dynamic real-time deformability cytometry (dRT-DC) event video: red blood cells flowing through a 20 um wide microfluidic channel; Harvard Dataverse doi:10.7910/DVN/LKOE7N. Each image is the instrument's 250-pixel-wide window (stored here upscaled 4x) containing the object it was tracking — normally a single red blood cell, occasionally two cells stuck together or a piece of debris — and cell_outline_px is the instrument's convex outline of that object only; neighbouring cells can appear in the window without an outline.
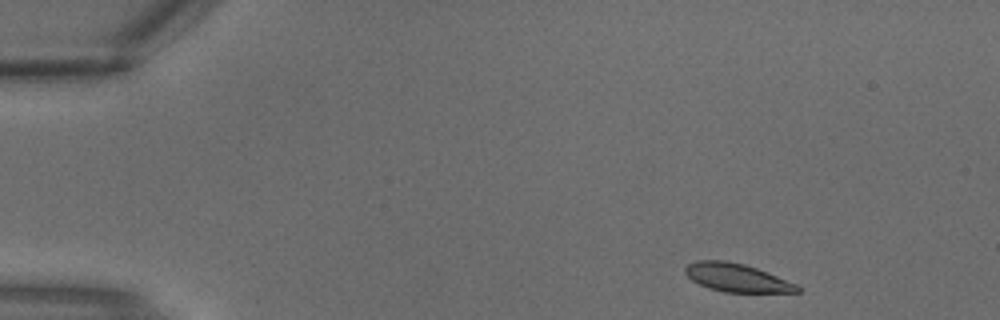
{"species": "common noctule bat (a hibernating species)", "species_latin": "Nyctalus noctula", "temperature_condition": "warm", "stored_images_in_passage": 2, "camera_frame_rate_fps": 3000, "um_per_image_px": 0.085, "animal": {"sex": "male", "body_mass_g": 18.8}, "frame": {"image": 1, "passage_image": 1, "time_ms": 0.0, "image_size_px": [1000, 320], "cell_outline_px": [[800, 292], [724, 292], [708, 288], [692, 280], [684, 272], [684, 268], [688, 264], [696, 260], [724, 260], [744, 264], [756, 268], [796, 284], [800, 288]], "centroid_in_image_um": [62.58, 23.6], "position_along_channel_um": 22.4, "area_um2": 18.26}}